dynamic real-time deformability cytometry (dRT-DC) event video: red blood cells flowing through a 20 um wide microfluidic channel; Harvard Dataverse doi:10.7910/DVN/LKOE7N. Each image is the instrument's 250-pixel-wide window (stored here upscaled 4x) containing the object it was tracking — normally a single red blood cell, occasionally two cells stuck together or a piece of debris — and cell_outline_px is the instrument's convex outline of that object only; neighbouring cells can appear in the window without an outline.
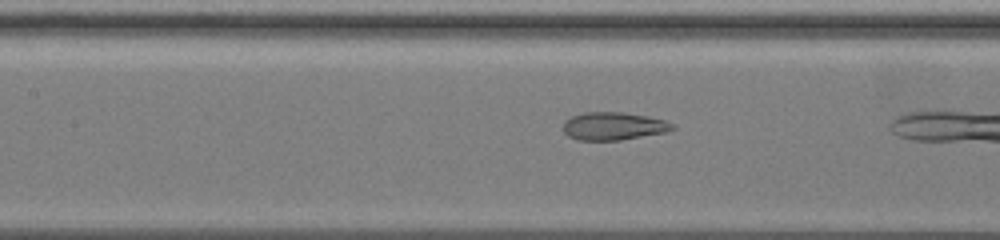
{"species": "common noctule bat (a hibernating species)", "species_latin": "Nyctalus noctula", "temperature_condition": "warm", "stored_images_in_passage": 19, "camera_frame_rate_fps": 3000, "um_per_image_px": 0.085, "animal": {"sex": "female", "body_mass_g": 19.5, "forearm_length_mm": 54.1}, "frame": {"image": 1, "passage_image": 15, "time_ms": 4.333, "image_size_px": [1000, 240], "cell_outline_px": [[676, 128], [668, 132], [620, 140], [576, 140], [568, 136], [564, 132], [564, 120], [572, 116], [584, 112], [624, 112], [648, 116], [664, 120], [672, 124]], "centroid_in_image_um": [52.15, 10.72], "position_along_channel_um": 155.3, "area_um2": 17.86}}